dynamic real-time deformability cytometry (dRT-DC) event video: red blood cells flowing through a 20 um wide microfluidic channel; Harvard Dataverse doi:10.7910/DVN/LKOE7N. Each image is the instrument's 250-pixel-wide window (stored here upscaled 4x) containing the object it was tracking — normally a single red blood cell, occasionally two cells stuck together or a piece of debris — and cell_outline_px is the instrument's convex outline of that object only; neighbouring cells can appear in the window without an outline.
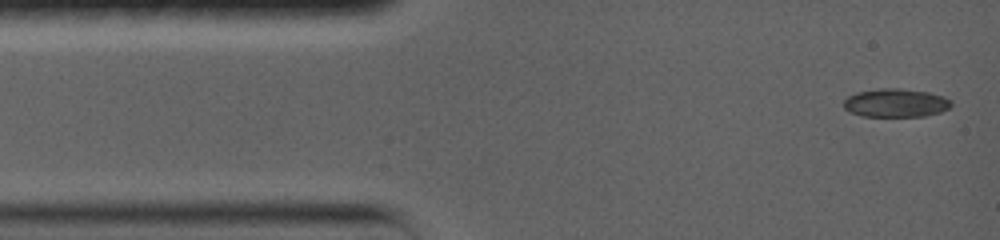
{"species": "common noctule bat (a hibernating species)", "species_latin": "Nyctalus noctula", "temperature_condition": "warm", "stored_images_in_passage": 77, "camera_frame_rate_fps": 5000, "um_per_image_px": 0.085, "animal": {"sex": "female", "body_mass_g": 19.0, "forearm_length_mm": 56.7}, "frame": {"image": 1, "passage_image": 1, "time_ms": 0.0, "image_size_px": [1000, 240], "cell_outline_px": [[952, 104], [948, 108], [940, 112], [924, 116], [860, 116], [848, 112], [844, 108], [844, 100], [848, 96], [856, 92], [880, 88], [900, 88], [928, 92], [944, 96], [952, 100]], "centroid_in_image_um": [76.12, 8.74], "position_along_channel_um": 8.9, "area_um2": 17.98}}
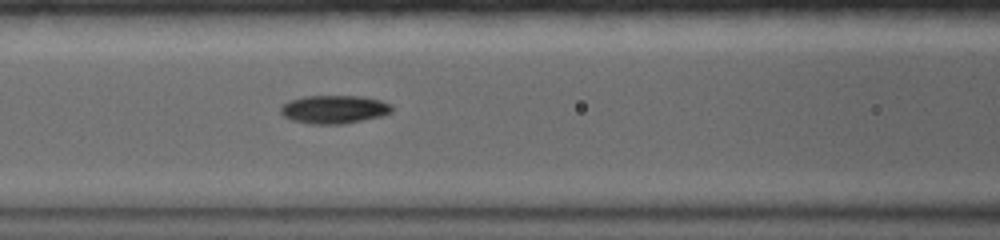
{"frame": {"image": 2, "passage_image": 21, "time_ms": 5.2, "image_size_px": [1000, 240], "cell_outline_px": [[392, 112], [380, 116], [344, 124], [312, 124], [292, 120], [284, 116], [280, 112], [280, 108], [288, 100], [304, 96], [360, 96], [380, 100], [392, 104]], "centroid_in_image_um": [28.39, 9.29], "position_along_channel_um": 138.2, "area_um2": 18.32}}
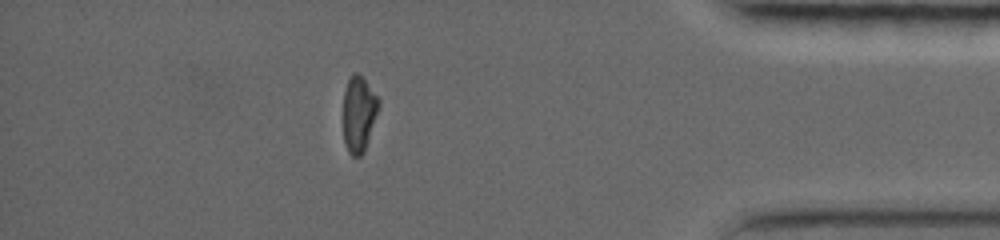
{"frame": {"image": 3, "passage_image": 54, "time_ms": 13.2, "image_size_px": [1000, 240], "cell_outline_px": [[380, 100], [364, 148], [360, 156], [356, 156], [348, 148], [344, 136], [344, 92], [348, 80], [356, 72], [364, 80]], "centroid_in_image_um": [30.48, 9.61], "position_along_channel_um": 404.7, "area_um2": 14.45}, "authors_computed_cell_mechanics": {"area_um2": 15.8372, "velocity_mm_per_s": 3.8151, "shape_relaxation_time_tau1_ms": 5.3325, "shape_relaxation_time_tau2_ms": 6.9124, "deformation_change_tau1": 0.1882, "deformation_change_tau2": 0.1142}}